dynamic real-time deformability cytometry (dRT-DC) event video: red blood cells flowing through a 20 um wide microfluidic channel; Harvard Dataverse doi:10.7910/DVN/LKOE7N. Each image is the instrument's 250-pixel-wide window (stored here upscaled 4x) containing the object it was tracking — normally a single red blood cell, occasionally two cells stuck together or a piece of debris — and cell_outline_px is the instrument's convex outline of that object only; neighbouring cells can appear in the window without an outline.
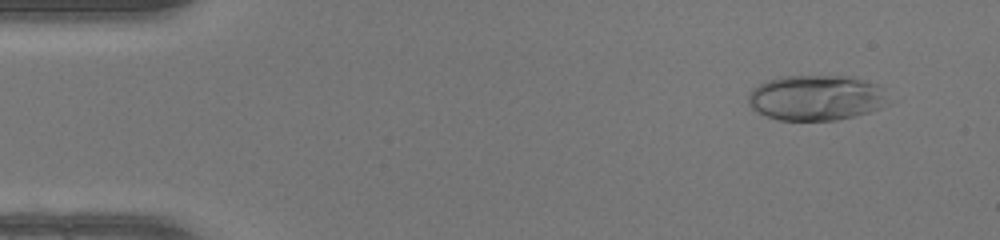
{"species": "human", "species_latin": "Homo sapiens", "temperature_condition": "warm", "stored_images_in_passage": 48, "camera_frame_rate_fps": 3000, "um_per_image_px": 0.085, "donor": {"sex": "female"}, "frame": {"image": 1, "passage_image": 4, "time_ms": 1.0, "image_size_px": [1000, 240], "cell_outline_px": [[892, 104], [868, 112], [836, 120], [780, 120], [756, 112], [748, 104], [748, 92], [752, 88], [768, 80], [784, 76], [852, 76], [876, 84]], "centroid_in_image_um": [69.36, 8.31], "position_along_channel_um": 15.6, "area_um2": 37.05}}
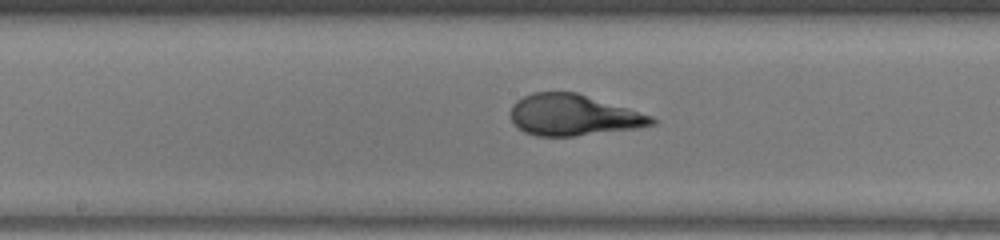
{"frame": {"image": 2, "passage_image": 25, "time_ms": 8.0, "image_size_px": [1000, 240], "cell_outline_px": [[660, 120], [656, 124], [640, 128], [576, 136], [536, 136], [524, 132], [512, 124], [512, 104], [516, 100], [532, 92], [576, 92], [628, 108], [652, 116]], "centroid_in_image_um": [48.75, 9.79], "position_along_channel_um": 199.4, "area_um2": 34.04}}
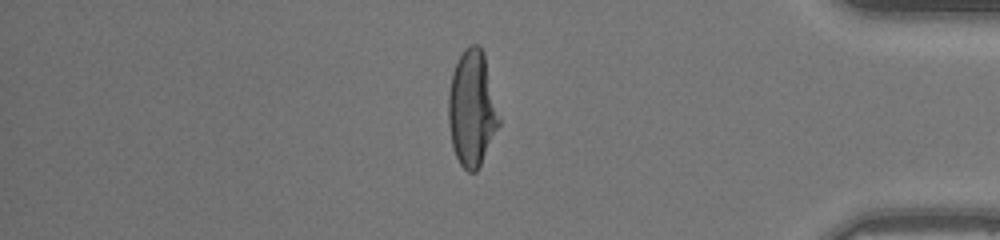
{"frame": {"image": 3, "passage_image": 41, "time_ms": 13.333, "image_size_px": [1000, 240], "cell_outline_px": [[500, 124], [476, 172], [468, 172], [460, 164], [452, 148], [448, 124], [448, 92], [452, 72], [464, 48], [472, 44], [476, 44], [484, 52], [500, 120]], "centroid_in_image_um": [40.1, 9.23], "position_along_channel_um": 395.1, "area_um2": 34.04}, "authors_computed_cell_mechanics": {"area_um2": 34.2465, "velocity_mm_per_s": 4.2638, "shape_relaxation_time_tau1_ms": 5.0673, "shape_relaxation_time_tau2_ms": null, "deformation_change_tau1": 0.2824, "deformation_change_tau2": null}}